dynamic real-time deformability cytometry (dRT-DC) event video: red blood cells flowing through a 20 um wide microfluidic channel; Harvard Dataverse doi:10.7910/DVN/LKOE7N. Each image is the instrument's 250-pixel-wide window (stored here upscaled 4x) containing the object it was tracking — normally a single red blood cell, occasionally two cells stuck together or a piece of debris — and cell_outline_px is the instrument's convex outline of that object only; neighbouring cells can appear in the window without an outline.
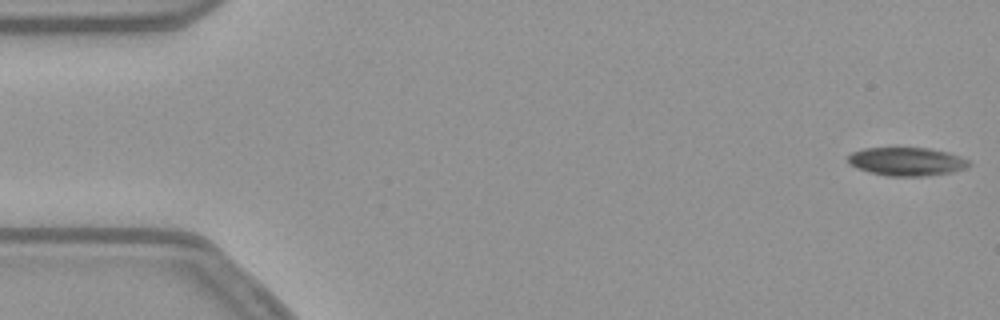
{"species": "common noctule bat (a hibernating species)", "species_latin": "Nyctalus noctula", "temperature_condition": "warm", "stored_images_in_passage": 54, "camera_frame_rate_fps": 3000, "um_per_image_px": 0.085, "animal": {"sex": "female", "body_mass_g": 21.9}, "frame": {"image": 1, "passage_image": 1, "time_ms": 0.0, "image_size_px": [1000, 320], "cell_outline_px": [[972, 164], [968, 168], [948, 172], [924, 176], [888, 176], [868, 172], [856, 168], [848, 164], [848, 156], [852, 152], [864, 148], [928, 148], [948, 152], [960, 156], [968, 160]], "centroid_in_image_um": [77.06, 13.73], "position_along_channel_um": 7.9, "area_um2": 20.06}}
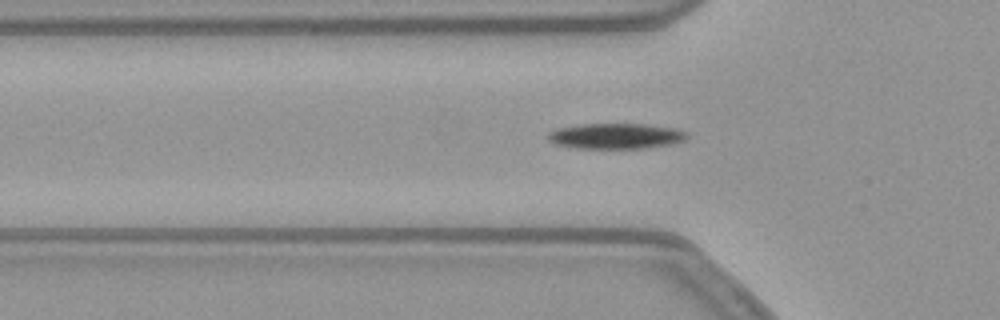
{"frame": {"image": 2, "passage_image": 17, "time_ms": 5.333, "image_size_px": [1000, 320], "cell_outline_px": [[688, 136], [684, 140], [672, 144], [644, 148], [576, 148], [552, 144], [548, 140], [548, 132], [556, 128], [580, 124], [648, 124], [680, 128], [688, 132]], "centroid_in_image_um": [52.36, 11.55], "position_along_channel_um": 73.4, "area_um2": 21.04}}
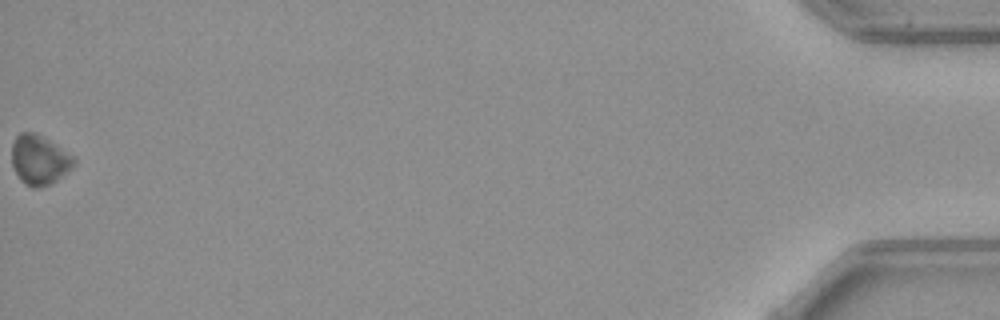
{"frame": {"image": 3, "passage_image": 54, "time_ms": 17.667, "image_size_px": [1000, 320], "cell_outline_px": [[76, 164], [72, 168], [56, 180], [48, 184], [36, 188], [32, 188], [24, 184], [20, 180], [12, 164], [12, 144], [16, 136], [20, 132], [36, 132], [76, 156]], "centroid_in_image_um": [3.36, 13.57], "position_along_channel_um": 431.8, "area_um2": 18.15}, "authors_computed_cell_mechanics": {"area_um2": 20.7213, "velocity_mm_per_s": 3.7873, "shape_relaxation_time_tau1_ms": 1.2242, "shape_relaxation_time_tau2_ms": null, "deformation_change_tau1": 0.0978, "deformation_change_tau2": null}}